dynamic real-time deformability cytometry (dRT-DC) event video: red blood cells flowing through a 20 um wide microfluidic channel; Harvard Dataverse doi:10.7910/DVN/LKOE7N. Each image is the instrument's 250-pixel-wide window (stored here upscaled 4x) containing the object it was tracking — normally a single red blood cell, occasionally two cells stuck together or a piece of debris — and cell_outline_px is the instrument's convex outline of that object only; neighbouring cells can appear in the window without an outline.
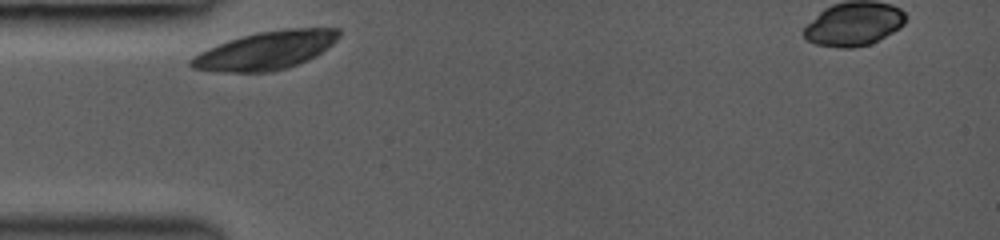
{"species": "common noctule bat (a hibernating species)", "species_latin": "Nyctalus noctula", "temperature_condition": "room temperature", "stored_images_in_passage": 12, "camera_frame_rate_fps": 3000, "um_per_image_px": 0.085, "animal": {"sex": "female", "body_mass_g": 19.0, "forearm_length_mm": 53.3}, "frame": {"image": 1, "passage_image": 1, "time_ms": 0.0, "image_size_px": [1000, 240], "cell_outline_px": [[340, 36], [332, 44], [316, 56], [308, 60], [272, 72], [212, 72], [192, 68], [188, 64], [188, 60], [192, 56], [208, 48], [240, 36], [256, 32], [284, 28], [340, 28]], "centroid_in_image_um": [22.56, 4.29], "position_along_channel_um": 62.4, "area_um2": 33.12}}
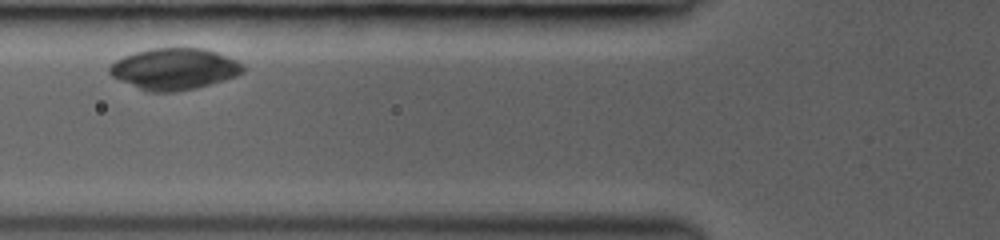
{"frame": {"image": 2, "passage_image": 4, "time_ms": 1.333, "image_size_px": [1000, 240], "cell_outline_px": [[244, 72], [236, 76], [224, 80], [196, 88], [172, 92], [148, 92], [120, 80], [112, 76], [108, 72], [108, 68], [116, 60], [124, 56], [136, 52], [152, 48], [204, 48], [216, 52], [236, 60], [244, 64]], "centroid_in_image_um": [14.83, 5.86], "position_along_channel_um": 111.0, "area_um2": 32.08}}
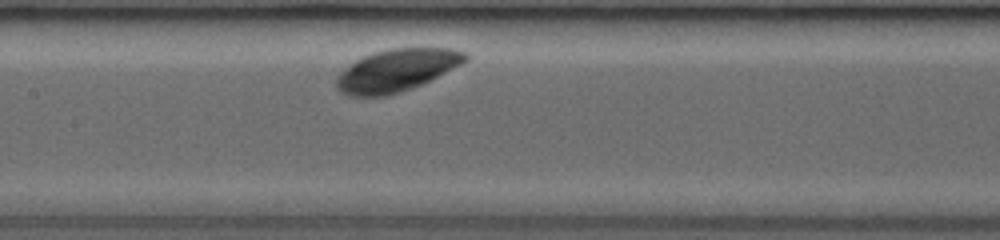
{"frame": {"image": 3, "passage_image": 7, "time_ms": 3.0, "image_size_px": [1000, 240], "cell_outline_px": [[468, 60], [412, 88], [388, 96], [348, 96], [340, 92], [336, 88], [336, 76], [348, 64], [372, 52], [388, 48], [452, 48], [464, 52], [468, 56]], "centroid_in_image_um": [33.64, 5.97], "position_along_channel_um": 173.8, "area_um2": 31.67}}